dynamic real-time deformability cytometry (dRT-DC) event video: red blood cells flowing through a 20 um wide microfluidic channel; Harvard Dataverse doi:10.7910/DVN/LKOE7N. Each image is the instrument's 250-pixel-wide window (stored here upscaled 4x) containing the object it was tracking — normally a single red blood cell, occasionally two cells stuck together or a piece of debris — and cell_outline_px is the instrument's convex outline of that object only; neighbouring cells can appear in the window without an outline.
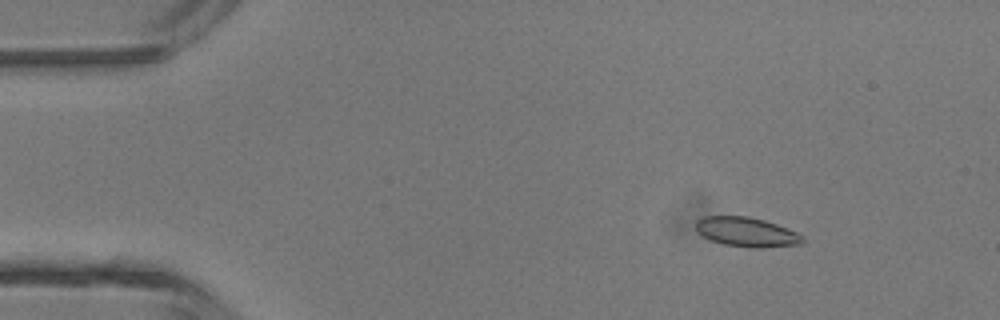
{"species": "common noctule bat (a hibernating species)", "species_latin": "Nyctalus noctula", "temperature_condition": "room temperature", "stored_images_in_passage": 43, "camera_frame_rate_fps": 3000, "um_per_image_px": 0.085, "animal": {"sex": "male", "body_mass_g": 13.3}, "frame": {"image": 1, "passage_image": 3, "time_ms": 0.667, "image_size_px": [1000, 320], "cell_outline_px": [[804, 244], [764, 248], [752, 248], [724, 244], [712, 240], [704, 236], [696, 228], [696, 220], [704, 216], [748, 216], [764, 220], [776, 224], [796, 232], [804, 236]], "centroid_in_image_um": [63.51, 19.73], "position_along_channel_um": 21.5, "area_um2": 18.32}}
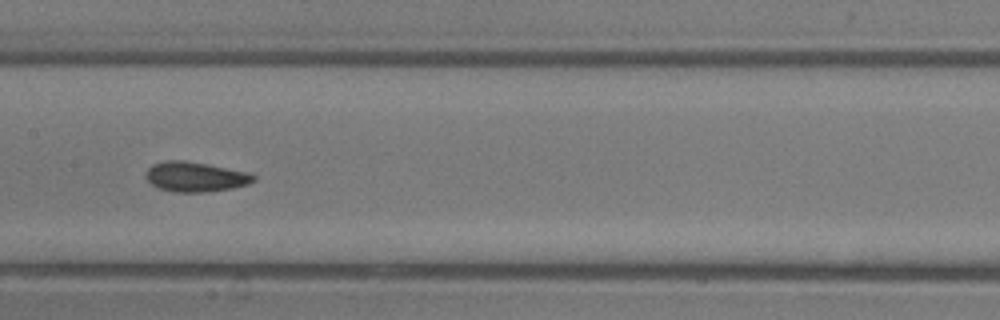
{"frame": {"image": 2, "passage_image": 20, "time_ms": 6.333, "image_size_px": [1000, 320], "cell_outline_px": [[256, 180], [248, 184], [232, 188], [204, 192], [172, 192], [160, 188], [152, 184], [144, 176], [148, 168], [152, 164], [168, 160], [184, 160], [208, 164], [248, 172], [256, 176]], "centroid_in_image_um": [16.61, 15.02], "position_along_channel_um": 190.8, "area_um2": 18.79}}
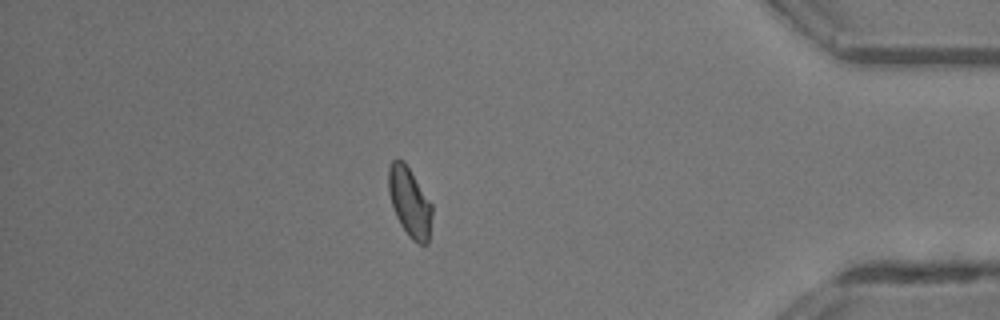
{"frame": {"image": 3, "passage_image": 37, "time_ms": 12.0, "image_size_px": [1000, 320], "cell_outline_px": [[432, 212], [428, 244], [420, 244], [412, 240], [408, 236], [400, 224], [396, 216], [388, 192], [388, 168], [392, 160], [396, 156], [404, 160], [432, 204]], "centroid_in_image_um": [34.8, 17.14], "position_along_channel_um": 400.4, "area_um2": 17.74}, "authors_computed_cell_mechanics": {"area_um2": 18.0336, "velocity_mm_per_s": 4.4331, "shape_relaxation_time_tau1_ms": 3.22, "shape_relaxation_time_tau2_ms": 1.6914, "deformation_change_tau1": 0.079, "deformation_change_tau2": 0.0414}}